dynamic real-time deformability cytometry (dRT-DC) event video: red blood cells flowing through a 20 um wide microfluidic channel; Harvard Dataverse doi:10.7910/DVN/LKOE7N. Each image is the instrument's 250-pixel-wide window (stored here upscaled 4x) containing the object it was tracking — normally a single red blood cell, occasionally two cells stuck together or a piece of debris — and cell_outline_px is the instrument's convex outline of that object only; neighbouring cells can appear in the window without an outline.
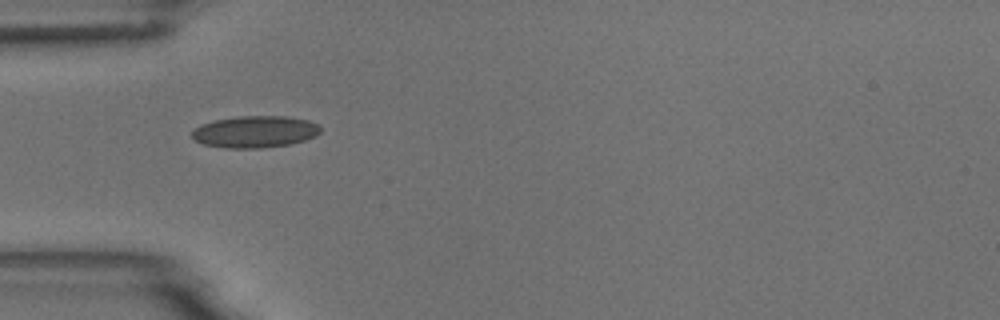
{"species": "common noctule bat (a hibernating species)", "species_latin": "Nyctalus noctula", "temperature_condition": "room temperature", "stored_images_in_passage": 3, "camera_frame_rate_fps": 3000, "um_per_image_px": 0.085, "animal": {"sex": "male", "body_mass_g": 18.8}, "frame": {"image": 1, "passage_image": 1, "time_ms": 0.0, "image_size_px": [1000, 320], "cell_outline_px": [[320, 132], [316, 136], [292, 144], [260, 148], [224, 148], [204, 144], [196, 140], [192, 136], [192, 132], [200, 124], [212, 120], [240, 116], [288, 116], [308, 120], [316, 124], [320, 128]], "centroid_in_image_um": [21.67, 11.19], "position_along_channel_um": 63.3, "area_um2": 23.87}}